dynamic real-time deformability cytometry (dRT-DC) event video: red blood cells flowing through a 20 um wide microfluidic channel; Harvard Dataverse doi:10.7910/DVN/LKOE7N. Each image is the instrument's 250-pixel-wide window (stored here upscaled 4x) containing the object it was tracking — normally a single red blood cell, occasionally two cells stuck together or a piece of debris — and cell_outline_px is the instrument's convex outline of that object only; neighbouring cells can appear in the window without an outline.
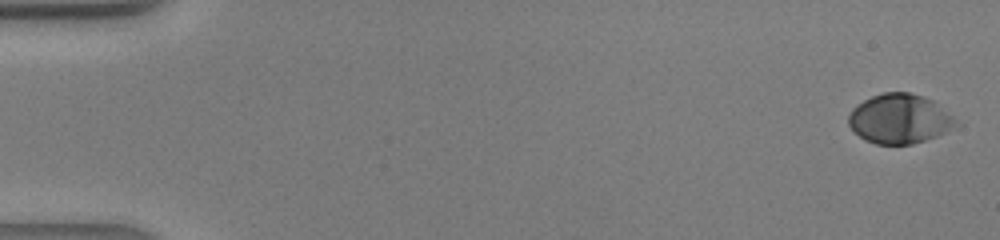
{"species": "human", "species_latin": "Homo sapiens", "temperature_condition": "warm", "stored_images_in_passage": 42, "camera_frame_rate_fps": 3000, "um_per_image_px": 0.085, "donor": {"sex": "male"}, "frame": {"image": 1, "passage_image": 1, "time_ms": 0.0, "image_size_px": [1000, 240], "cell_outline_px": [[960, 124], [956, 128], [936, 136], [912, 144], [876, 144], [864, 140], [848, 124], [848, 116], [852, 108], [856, 104], [872, 96], [884, 92], [908, 92], [924, 96], [932, 100], [952, 116]], "centroid_in_image_um": [76.46, 10.1], "position_along_channel_um": 8.5, "area_um2": 30.98}}
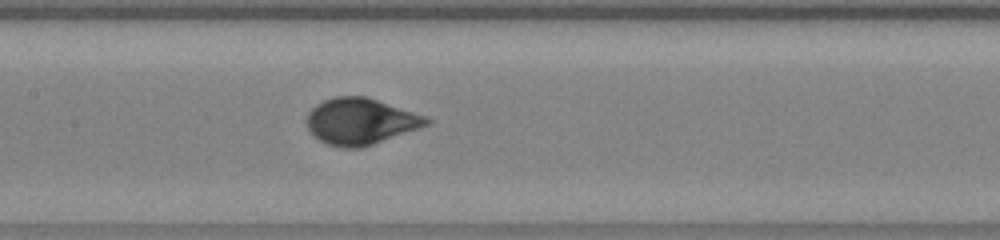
{"frame": {"image": 2, "passage_image": 21, "time_ms": 6.667, "image_size_px": [1000, 240], "cell_outline_px": [[432, 120], [428, 124], [420, 128], [360, 148], [340, 148], [328, 144], [312, 136], [308, 128], [308, 112], [316, 104], [332, 96], [368, 96], [428, 116]], "centroid_in_image_um": [30.66, 10.3], "position_along_channel_um": 176.7, "area_um2": 32.54}}
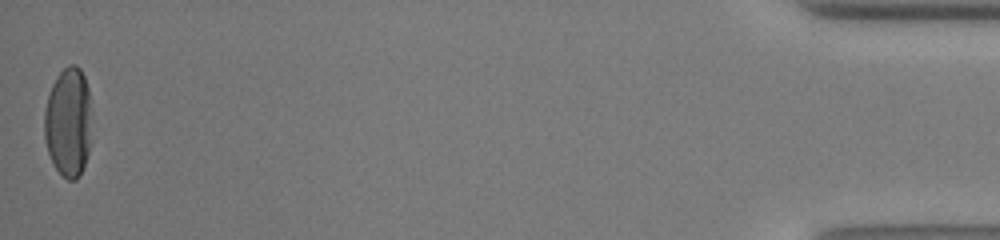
{"frame": {"image": 3, "passage_image": 42, "time_ms": 13.667, "image_size_px": [1000, 240], "cell_outline_px": [[88, 152], [84, 164], [76, 180], [68, 180], [56, 168], [48, 152], [44, 136], [44, 112], [48, 96], [52, 84], [56, 76], [68, 64], [76, 64], [80, 68], [84, 76], [88, 88]], "centroid_in_image_um": [5.76, 10.34], "position_along_channel_um": 429.4, "area_um2": 29.36}}